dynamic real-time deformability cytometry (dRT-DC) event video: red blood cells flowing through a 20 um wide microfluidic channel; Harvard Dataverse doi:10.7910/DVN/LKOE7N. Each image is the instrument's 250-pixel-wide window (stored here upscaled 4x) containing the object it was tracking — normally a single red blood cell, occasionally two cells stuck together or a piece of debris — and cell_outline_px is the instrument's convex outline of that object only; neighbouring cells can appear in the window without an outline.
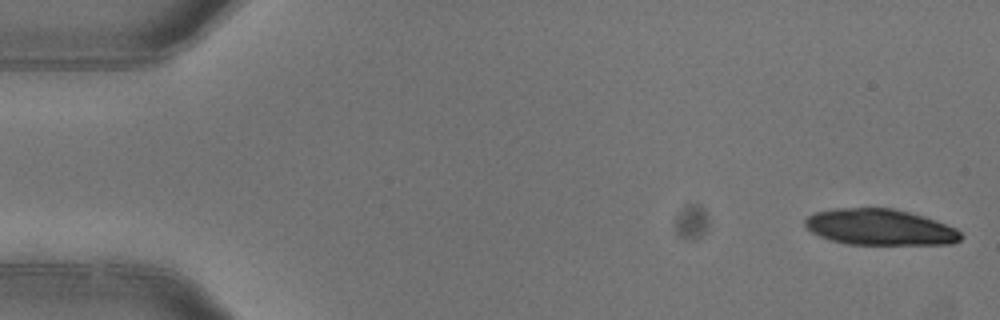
{"species": "common noctule bat (a hibernating species)", "species_latin": "Nyctalus noctula", "temperature_condition": "warm", "stored_images_in_passage": 5, "camera_frame_rate_fps": 3000, "um_per_image_px": 0.085, "animal": {"sex": "female"}, "frame": {"image": 1, "passage_image": 1, "time_ms": 0.0, "image_size_px": [1000, 320], "cell_outline_px": [[964, 236], [960, 240], [952, 244], [844, 244], [828, 240], [812, 232], [804, 224], [804, 220], [808, 216], [816, 212], [836, 208], [892, 208], [924, 216], [956, 228]], "centroid_in_image_um": [74.79, 19.31], "position_along_channel_um": 10.2, "area_um2": 32.77}}